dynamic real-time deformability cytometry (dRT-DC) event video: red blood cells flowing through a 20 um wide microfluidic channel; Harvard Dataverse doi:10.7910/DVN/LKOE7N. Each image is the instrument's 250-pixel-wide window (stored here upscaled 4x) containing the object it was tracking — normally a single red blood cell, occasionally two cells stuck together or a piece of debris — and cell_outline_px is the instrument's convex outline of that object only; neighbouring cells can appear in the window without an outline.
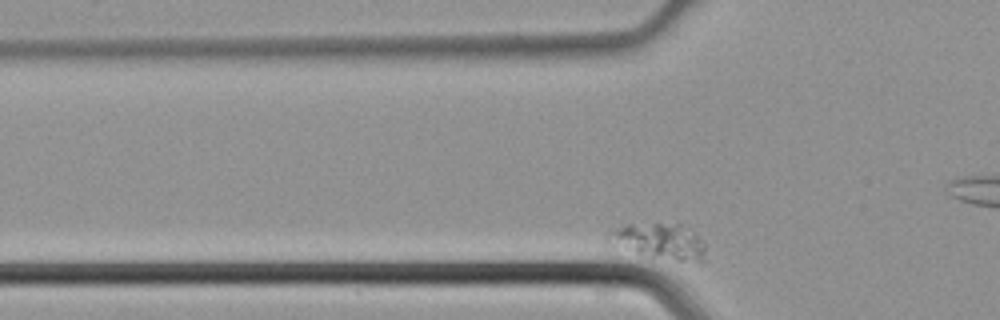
{"species": "common noctule bat (a hibernating species)", "species_latin": "Nyctalus noctula", "temperature_condition": "cold", "stored_images_in_passage": 45, "camera_frame_rate_fps": 3000, "um_per_image_px": 0.085, "animal": {"sex": "male", "body_mass_g": 21.5, "forearm_length_mm": 52.0}, "frame": {"image": 1, "passage_image": 11, "time_ms": 3.333, "image_size_px": [1000, 320], "cell_outline_px": [[704, 260], [680, 260], [652, 256], [636, 252], [604, 240], [604, 236], [608, 232], [616, 228], [628, 224], [656, 220], [680, 224], [696, 236], [704, 244]], "centroid_in_image_um": [55.97, 20.42], "position_along_channel_um": 69.8, "area_um2": 20.0}}
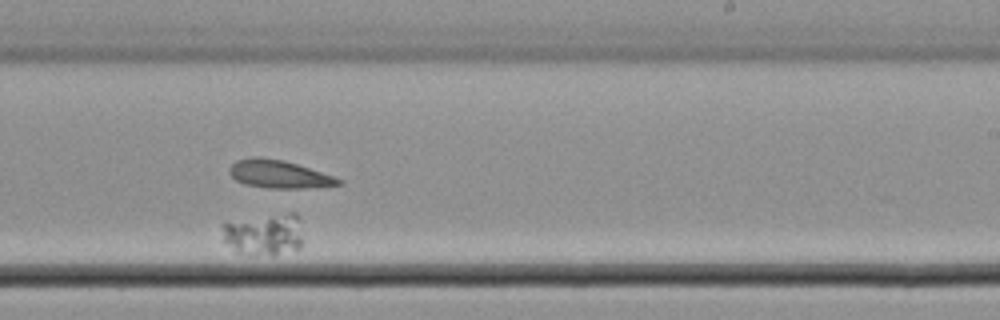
{"frame": {"image": 2, "passage_image": 28, "time_ms": 9.0, "image_size_px": [1000, 320], "cell_outline_px": [[300, 248], [272, 256], [236, 252], [224, 240], [220, 224], [288, 212], [296, 212], [300, 240]], "centroid_in_image_um": [22.41, 19.94], "position_along_channel_um": 266.6, "area_um2": 19.19}}
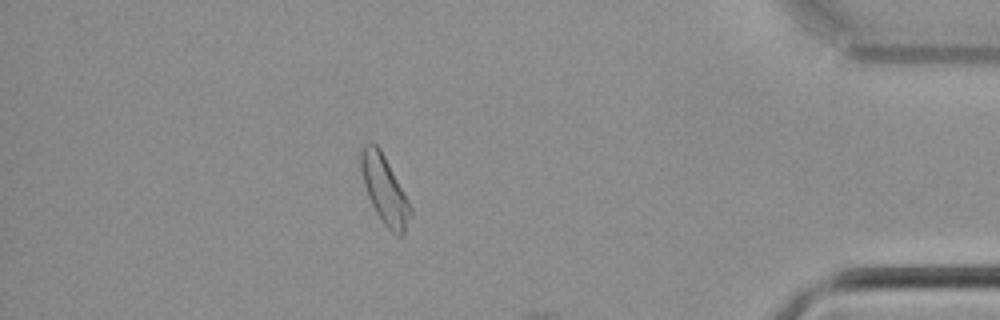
{"frame": {"image": 3, "passage_image": 40, "time_ms": 13.0, "image_size_px": [1000, 320], "cell_outline_px": [[412, 212], [404, 232], [400, 236], [396, 236], [380, 220], [368, 196], [364, 184], [360, 168], [360, 152], [364, 144], [376, 144], [380, 148], [408, 200], [412, 208]], "centroid_in_image_um": [32.67, 16.13], "position_along_channel_um": 402.5, "area_um2": 19.31}}